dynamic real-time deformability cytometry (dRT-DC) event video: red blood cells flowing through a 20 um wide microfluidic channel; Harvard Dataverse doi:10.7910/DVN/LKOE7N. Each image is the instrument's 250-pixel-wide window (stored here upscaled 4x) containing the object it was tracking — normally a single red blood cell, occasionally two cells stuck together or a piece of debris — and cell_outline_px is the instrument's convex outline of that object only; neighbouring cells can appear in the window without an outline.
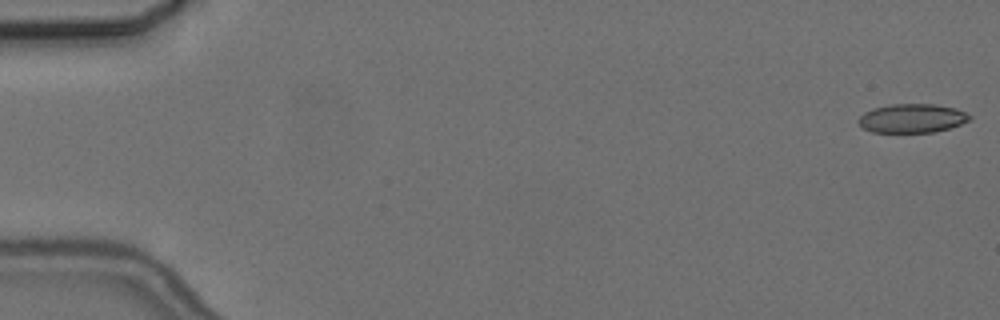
{"species": "common noctule bat (a hibernating species)", "species_latin": "Nyctalus noctula", "temperature_condition": "cold", "stored_images_in_passage": 6, "camera_frame_rate_fps": 3000, "um_per_image_px": 0.085, "animal": {"sex": "female", "body_mass_g": 24.6, "forearm_length_mm": 56.2}, "frame": {"image": 1, "passage_image": 1, "time_ms": 0.0, "image_size_px": [1000, 320], "cell_outline_px": [[972, 116], [968, 120], [960, 124], [948, 128], [932, 132], [872, 132], [864, 128], [856, 120], [864, 112], [872, 108], [892, 104], [936, 104], [956, 108]], "centroid_in_image_um": [77.5, 10.04], "position_along_channel_um": 7.5, "area_um2": 18.61}}
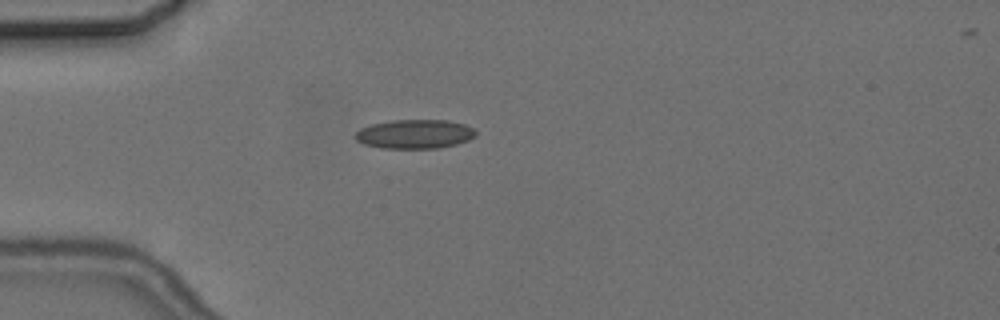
{"frame": {"image": 2, "passage_image": 5, "time_ms": 5.0, "image_size_px": [1000, 320], "cell_outline_px": [[476, 136], [468, 140], [456, 144], [440, 148], [380, 148], [364, 144], [356, 140], [356, 132], [360, 128], [372, 124], [392, 120], [448, 120], [464, 124], [476, 128]], "centroid_in_image_um": [35.28, 11.39], "position_along_channel_um": 49.7, "area_um2": 20.52}}